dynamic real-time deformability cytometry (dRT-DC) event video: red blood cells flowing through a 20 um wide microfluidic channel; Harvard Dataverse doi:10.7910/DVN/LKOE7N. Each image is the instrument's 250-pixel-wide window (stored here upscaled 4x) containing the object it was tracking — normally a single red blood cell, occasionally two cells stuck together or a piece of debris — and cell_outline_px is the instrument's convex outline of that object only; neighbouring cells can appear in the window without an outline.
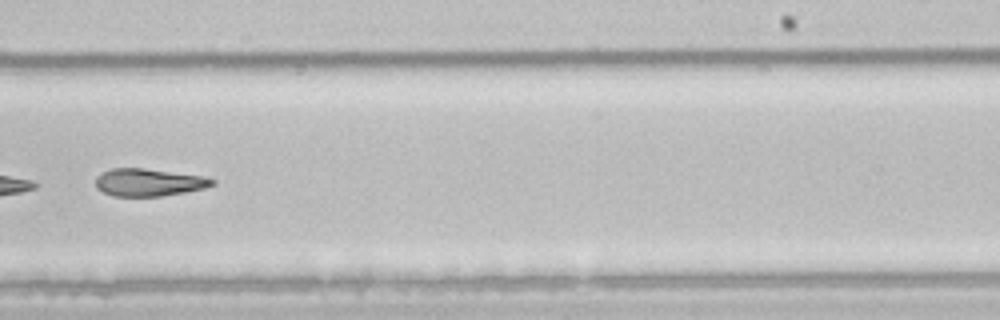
{"species": "common noctule bat (a hibernating species)", "species_latin": "Nyctalus noctula", "temperature_condition": "room temperature", "stored_images_in_passage": 37, "segment_of_instrument_passage": [2, 2], "camera_frame_rate_fps": 3000, "um_per_image_px": 0.085, "animal": {"sex": "male", "body_mass_g": 21.5, "forearm_length_mm": 52.0}, "frame": {"image": 1, "passage_image": 26, "time_ms": 8.333, "image_size_px": [1000, 320], "cell_outline_px": [[216, 184], [204, 188], [184, 192], [160, 196], [112, 196], [96, 188], [96, 176], [100, 172], [112, 168], [144, 168], [204, 176], [216, 180]], "centroid_in_image_um": [12.63, 15.49], "position_along_channel_um": 276.4, "area_um2": 18.79}}
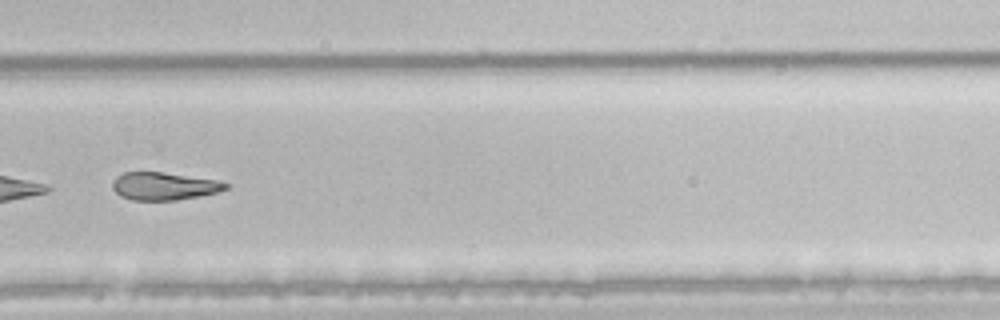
{"frame": {"image": 2, "passage_image": 29, "time_ms": 9.333, "image_size_px": [1000, 320], "cell_outline_px": [[228, 188], [220, 192], [200, 196], [176, 200], [132, 200], [120, 196], [112, 188], [112, 180], [116, 176], [124, 172], [160, 172], [220, 180], [228, 184]], "centroid_in_image_um": [13.95, 15.82], "position_along_channel_um": 315.9, "area_um2": 18.44}}